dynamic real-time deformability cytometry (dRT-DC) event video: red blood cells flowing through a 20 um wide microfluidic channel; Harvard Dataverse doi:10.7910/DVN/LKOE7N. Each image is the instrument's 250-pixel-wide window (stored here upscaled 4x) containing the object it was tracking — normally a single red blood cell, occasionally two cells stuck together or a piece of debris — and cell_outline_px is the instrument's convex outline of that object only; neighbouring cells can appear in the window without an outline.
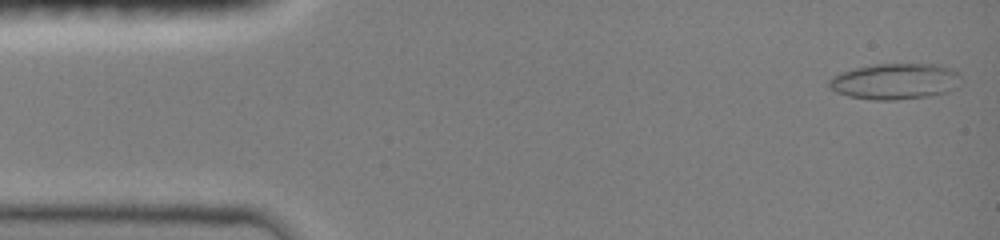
{"species": "common noctule bat (a hibernating species)", "species_latin": "Nyctalus noctula", "temperature_condition": "room temperature", "stored_images_in_passage": 47, "camera_frame_rate_fps": 3000, "um_per_image_px": 0.085, "animal": {"sex": "female", "body_mass_g": 19.0, "forearm_length_mm": 51.5}, "frame": {"image": 1, "passage_image": 1, "time_ms": 0.0, "image_size_px": [1000, 240], "cell_outline_px": [[960, 76], [956, 88], [948, 92], [928, 96], [896, 100], [872, 100], [848, 96], [836, 92], [828, 88], [828, 80], [832, 76], [840, 72], [856, 68], [876, 64], [940, 64], [960, 72]], "centroid_in_image_um": [76.07, 6.92], "position_along_channel_um": 8.9, "area_um2": 27.92}}
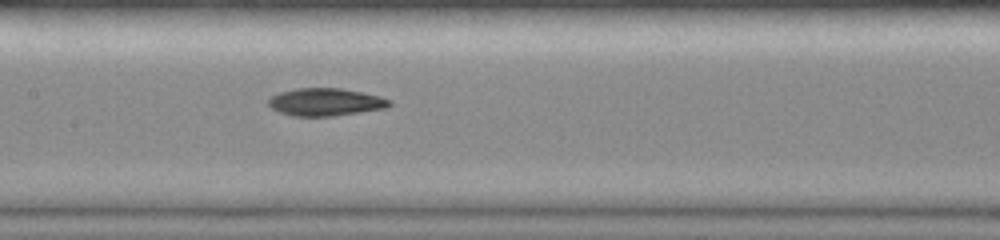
{"frame": {"image": 2, "passage_image": 22, "time_ms": 7.0, "image_size_px": [1000, 240], "cell_outline_px": [[392, 104], [388, 108], [332, 116], [292, 116], [280, 112], [272, 108], [268, 104], [268, 100], [272, 96], [280, 92], [296, 88], [340, 88], [380, 96], [392, 100]], "centroid_in_image_um": [27.69, 8.67], "position_along_channel_um": 179.7, "area_um2": 19.48}}
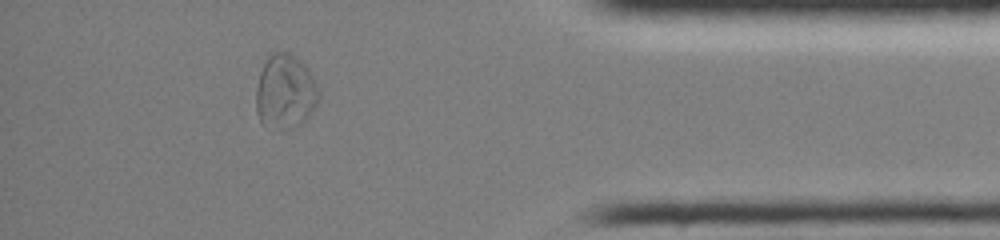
{"frame": {"image": 3, "passage_image": 41, "time_ms": 13.333, "image_size_px": [1000, 240], "cell_outline_px": [[320, 96], [316, 104], [308, 116], [300, 124], [292, 128], [280, 132], [260, 120], [256, 112], [256, 88], [260, 72], [268, 52], [288, 52], [300, 60], [308, 68], [320, 92]], "centroid_in_image_um": [24.23, 7.79], "position_along_channel_um": 411.0, "area_um2": 27.4}, "authors_computed_cell_mechanics": {"area_um2": 21.6172, "velocity_mm_per_s": 4.0236, "shape_relaxation_time_tau1_ms": null, "shape_relaxation_time_tau2_ms": 3.9539, "deformation_change_tau1": null, "deformation_change_tau2": 0.1005}}